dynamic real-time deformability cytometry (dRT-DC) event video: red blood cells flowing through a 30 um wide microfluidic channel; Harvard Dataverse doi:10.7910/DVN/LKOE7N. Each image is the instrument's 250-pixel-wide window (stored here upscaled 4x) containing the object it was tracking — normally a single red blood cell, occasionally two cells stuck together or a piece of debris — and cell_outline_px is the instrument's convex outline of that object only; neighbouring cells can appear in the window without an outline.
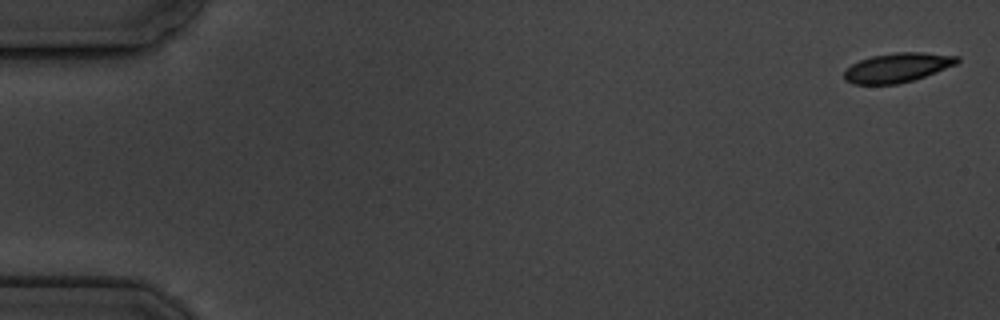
{"species": "common noctule bat (a hibernating species)", "species_latin": "Nyctalus noctula", "temperature_condition": "cold", "stored_images_in_passage": 4, "camera_frame_rate_fps": 3000, "um_per_image_px": 0.085, "animal": {"sex": "male", "body_mass_g": 19.5, "forearm_length_mm": 54.6}, "frame": {"image": 1, "passage_image": 1, "time_ms": 0.0, "image_size_px": [1000, 320], "cell_outline_px": [[960, 60], [956, 64], [936, 72], [912, 80], [896, 84], [852, 84], [844, 80], [844, 72], [852, 64], [860, 60], [872, 56], [896, 52], [924, 52], [960, 56]], "centroid_in_image_um": [76.28, 5.74], "position_along_channel_um": 8.7, "area_um2": 19.25}}